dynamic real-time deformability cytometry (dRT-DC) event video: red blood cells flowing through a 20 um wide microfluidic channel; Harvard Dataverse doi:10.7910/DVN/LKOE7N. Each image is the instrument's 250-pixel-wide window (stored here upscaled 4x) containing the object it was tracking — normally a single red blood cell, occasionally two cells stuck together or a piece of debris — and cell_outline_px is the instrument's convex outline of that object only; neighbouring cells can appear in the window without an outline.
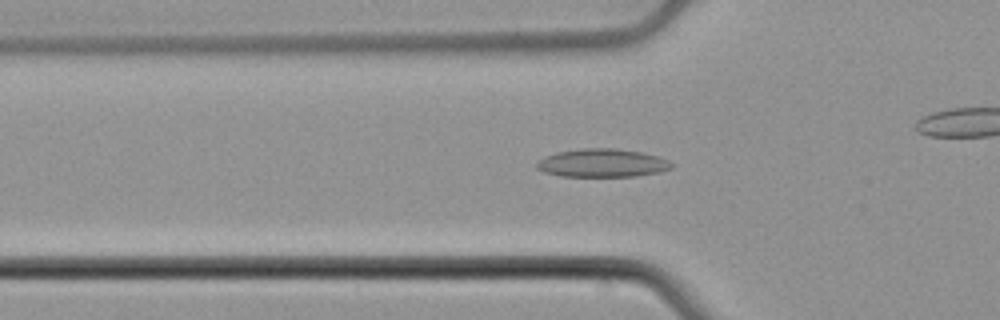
{"species": "common noctule bat (a hibernating species)", "species_latin": "Nyctalus noctula", "temperature_condition": "cold", "stored_images_in_passage": 40, "camera_frame_rate_fps": 3000, "um_per_image_px": 0.085, "animal": {"sex": "male", "body_mass_g": 21.5, "forearm_length_mm": 52.0}, "frame": {"image": 1, "passage_image": 9, "time_ms": 2.667, "image_size_px": [1000, 320], "cell_outline_px": [[676, 164], [672, 168], [660, 172], [636, 176], [560, 176], [544, 172], [536, 168], [536, 164], [544, 156], [556, 152], [580, 148], [616, 148], [640, 152], [656, 156], [668, 160]], "centroid_in_image_um": [51.2, 13.85], "position_along_channel_um": 74.6, "area_um2": 22.31}}
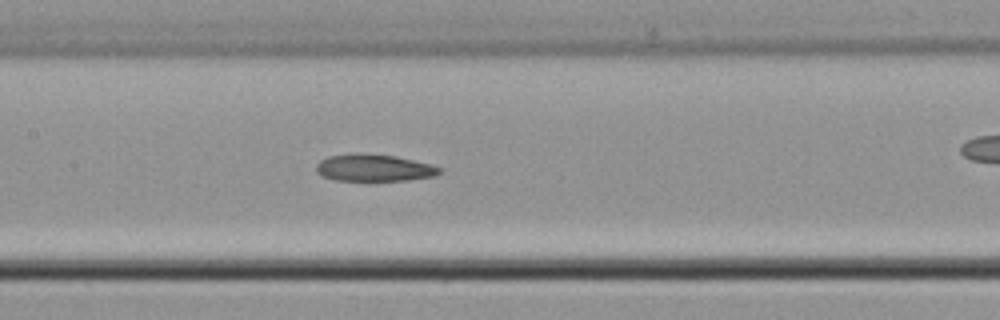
{"frame": {"image": 2, "passage_image": 17, "time_ms": 5.333, "image_size_px": [1000, 320], "cell_outline_px": [[440, 172], [436, 176], [408, 180], [336, 180], [324, 176], [316, 172], [316, 164], [320, 160], [328, 156], [348, 152], [356, 152], [396, 156], [428, 164], [440, 168]], "centroid_in_image_um": [31.73, 14.24], "position_along_channel_um": 175.7, "area_um2": 19.42}}
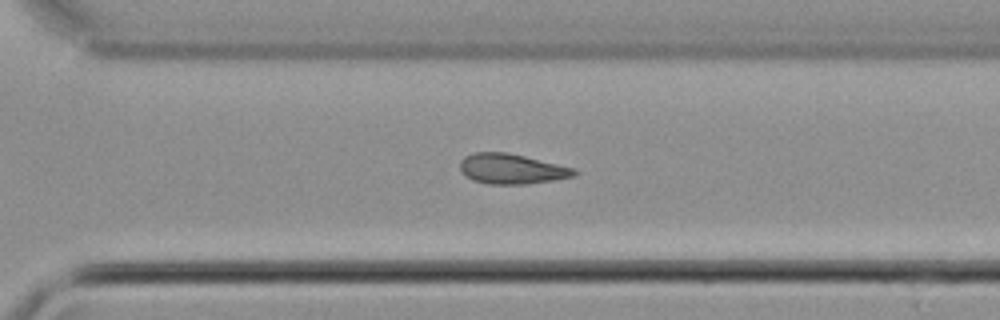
{"frame": {"image": 3, "passage_image": 29, "time_ms": 9.333, "image_size_px": [1000, 320], "cell_outline_px": [[576, 176], [556, 180], [528, 184], [488, 184], [472, 180], [464, 176], [460, 172], [460, 160], [464, 156], [472, 152], [508, 152], [576, 168]], "centroid_in_image_um": [43.47, 14.35], "position_along_channel_um": 327.1, "area_um2": 20.46}}